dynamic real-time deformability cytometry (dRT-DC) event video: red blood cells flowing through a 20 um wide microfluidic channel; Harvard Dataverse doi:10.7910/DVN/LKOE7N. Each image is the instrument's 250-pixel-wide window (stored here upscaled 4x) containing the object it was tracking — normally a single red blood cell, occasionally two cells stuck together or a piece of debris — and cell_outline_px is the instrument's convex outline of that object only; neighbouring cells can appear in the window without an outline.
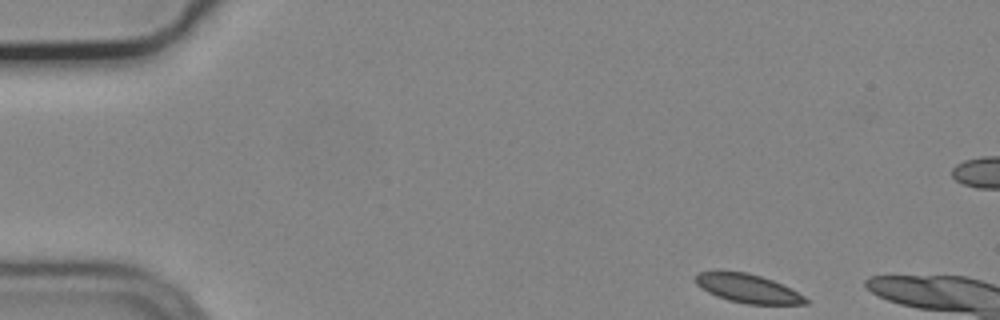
{"species": "common noctule bat (a hibernating species)", "species_latin": "Nyctalus noctula", "temperature_condition": "cold", "stored_images_in_passage": 51, "camera_frame_rate_fps": 3000, "um_per_image_px": 0.085, "animal": {"sex": "male", "body_mass_g": 19.2, "forearm_length_mm": 51.8}, "frame": {"image": 1, "passage_image": 1, "time_ms": 0.0, "image_size_px": [1000, 320], "cell_outline_px": [[808, 304], [748, 304], [728, 300], [716, 296], [708, 292], [696, 284], [696, 272], [720, 268], [748, 272], [772, 280], [804, 296], [808, 300]], "centroid_in_image_um": [63.46, 24.47], "position_along_channel_um": 21.5, "area_um2": 18.73}}
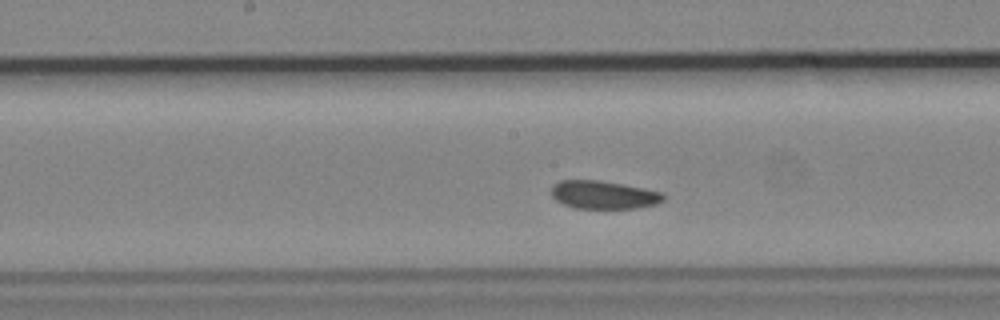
{"frame": {"image": 2, "passage_image": 23, "time_ms": 7.333, "image_size_px": [1000, 320], "cell_outline_px": [[664, 200], [656, 204], [636, 208], [572, 208], [556, 200], [552, 196], [552, 184], [560, 180], [600, 180], [644, 188], [664, 192]], "centroid_in_image_um": [51.31, 16.55], "position_along_channel_um": 196.9, "area_um2": 18.44}}
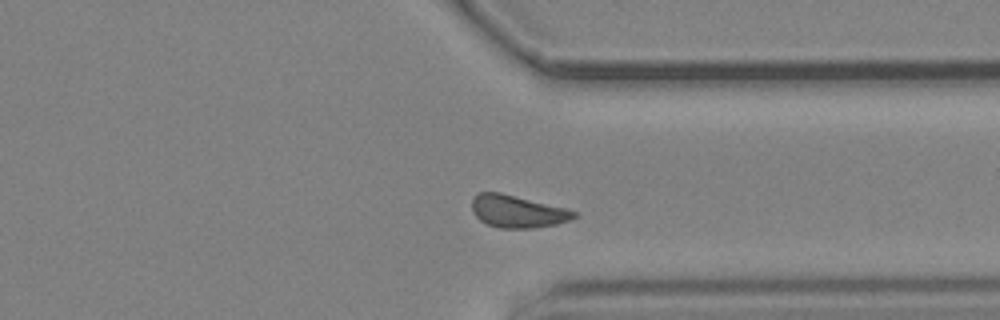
{"frame": {"image": 3, "passage_image": 37, "time_ms": 12.0, "image_size_px": [1000, 320], "cell_outline_px": [[580, 216], [572, 220], [556, 224], [532, 228], [500, 228], [488, 224], [480, 220], [476, 216], [472, 208], [472, 200], [480, 192], [500, 192], [568, 208], [576, 212]], "centroid_in_image_um": [44.05, 17.97], "position_along_channel_um": 367.3, "area_um2": 19.36}, "authors_computed_cell_mechanics": {"area_um2": 19.1318, "velocity_mm_per_s": 3.6558, "shape_relaxation_time_tau1_ms": 2.3613, "shape_relaxation_time_tau2_ms": null, "deformation_change_tau1": 0.0467, "deformation_change_tau2": null}}